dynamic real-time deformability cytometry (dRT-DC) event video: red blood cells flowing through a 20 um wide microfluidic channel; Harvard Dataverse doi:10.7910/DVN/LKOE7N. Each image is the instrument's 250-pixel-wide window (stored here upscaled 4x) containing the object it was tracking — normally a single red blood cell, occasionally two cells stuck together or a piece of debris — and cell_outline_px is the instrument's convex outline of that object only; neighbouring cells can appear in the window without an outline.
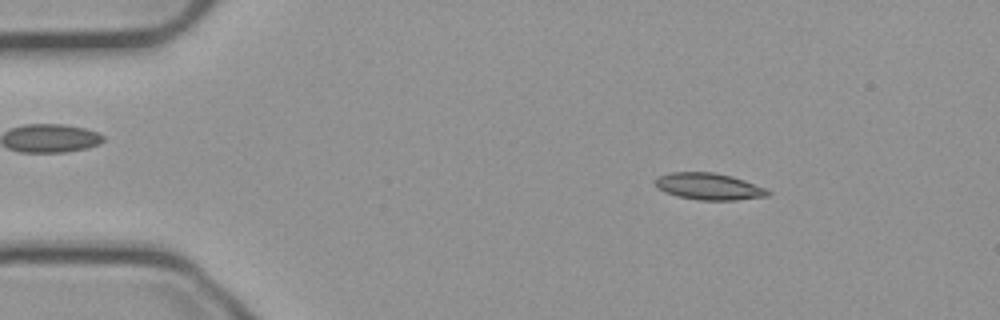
{"species": "common noctule bat (a hibernating species)", "species_latin": "Nyctalus noctula", "temperature_condition": "cold", "stored_images_in_passage": 54, "camera_frame_rate_fps": 3000, "um_per_image_px": 0.085, "animal": {"sex": "male", "body_mass_g": 23.1, "forearm_length_mm": 52.7}, "frame": {"image": 1, "passage_image": 8, "time_ms": 2.333, "image_size_px": [1000, 320], "cell_outline_px": [[772, 192], [768, 196], [736, 200], [696, 200], [676, 196], [664, 192], [656, 188], [652, 180], [656, 176], [672, 172], [712, 172], [732, 176], [744, 180], [764, 188]], "centroid_in_image_um": [60.17, 15.85], "position_along_channel_um": 24.8, "area_um2": 17.8}}
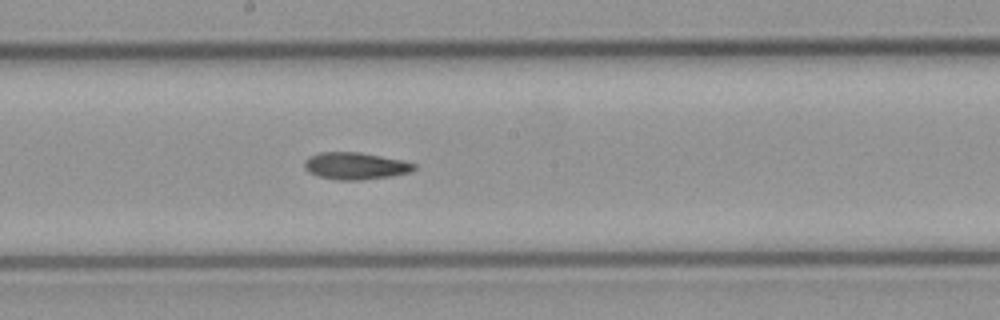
{"frame": {"image": 2, "passage_image": 29, "time_ms": 9.333, "image_size_px": [1000, 320], "cell_outline_px": [[416, 168], [412, 172], [392, 176], [360, 180], [336, 180], [320, 176], [308, 172], [304, 168], [304, 160], [308, 156], [320, 152], [360, 152], [404, 160], [416, 164]], "centroid_in_image_um": [30.22, 14.1], "position_along_channel_um": 218.0, "area_um2": 17.51}}
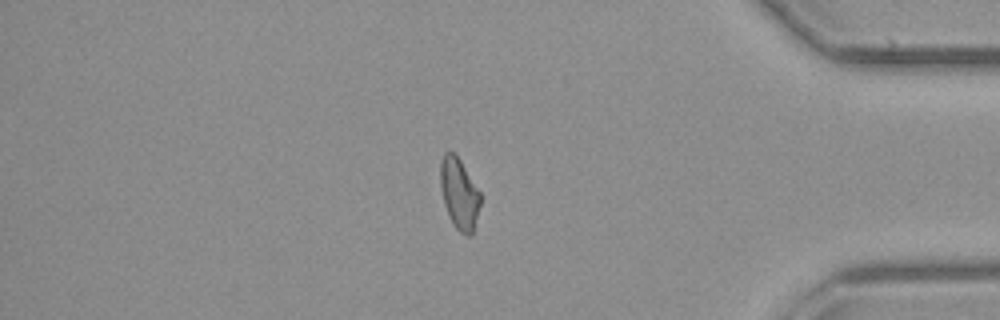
{"frame": {"image": 3, "passage_image": 46, "time_ms": 15.0, "image_size_px": [1000, 320], "cell_outline_px": [[480, 204], [472, 236], [468, 236], [460, 232], [452, 224], [444, 204], [440, 188], [440, 160], [444, 152], [452, 152], [460, 160], [480, 192]], "centroid_in_image_um": [39.01, 16.47], "position_along_channel_um": 396.2, "area_um2": 16.53}}